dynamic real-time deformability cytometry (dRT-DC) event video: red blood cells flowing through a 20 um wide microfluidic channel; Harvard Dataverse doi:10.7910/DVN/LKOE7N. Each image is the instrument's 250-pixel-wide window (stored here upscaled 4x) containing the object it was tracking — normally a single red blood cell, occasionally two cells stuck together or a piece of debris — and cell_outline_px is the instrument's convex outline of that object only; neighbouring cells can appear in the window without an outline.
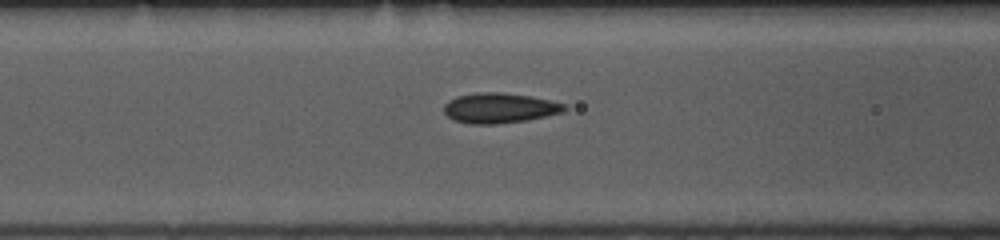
{"species": "common noctule bat (a hibernating species)", "species_latin": "Nyctalus noctula", "temperature_condition": "room temperature", "stored_images_in_passage": 18, "camera_frame_rate_fps": 3000, "um_per_image_px": 0.085, "animal": {"sex": "female", "body_mass_g": 10.0, "forearm_length_mm": 53.1}, "frame": {"image": 1, "passage_image": 13, "time_ms": 4.0, "image_size_px": [1000, 240], "cell_outline_px": [[568, 108], [560, 112], [528, 120], [496, 124], [472, 124], [452, 120], [444, 112], [444, 104], [448, 100], [456, 96], [476, 92], [500, 92], [528, 96], [548, 100], [564, 104]], "centroid_in_image_um": [42.39, 9.18], "position_along_channel_um": 124.2, "area_um2": 21.04}}
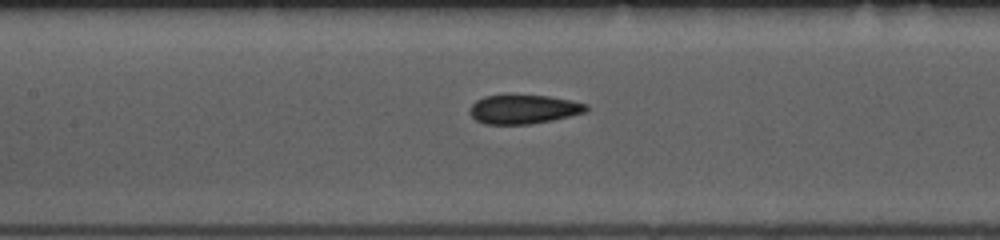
{"frame": {"image": 2, "passage_image": 16, "time_ms": 5.0, "image_size_px": [1000, 240], "cell_outline_px": [[588, 108], [584, 112], [552, 120], [528, 124], [484, 124], [476, 120], [468, 112], [472, 104], [476, 100], [484, 96], [548, 96], [572, 100], [588, 104]], "centroid_in_image_um": [44.49, 9.29], "position_along_channel_um": 162.9, "area_um2": 19.42}}